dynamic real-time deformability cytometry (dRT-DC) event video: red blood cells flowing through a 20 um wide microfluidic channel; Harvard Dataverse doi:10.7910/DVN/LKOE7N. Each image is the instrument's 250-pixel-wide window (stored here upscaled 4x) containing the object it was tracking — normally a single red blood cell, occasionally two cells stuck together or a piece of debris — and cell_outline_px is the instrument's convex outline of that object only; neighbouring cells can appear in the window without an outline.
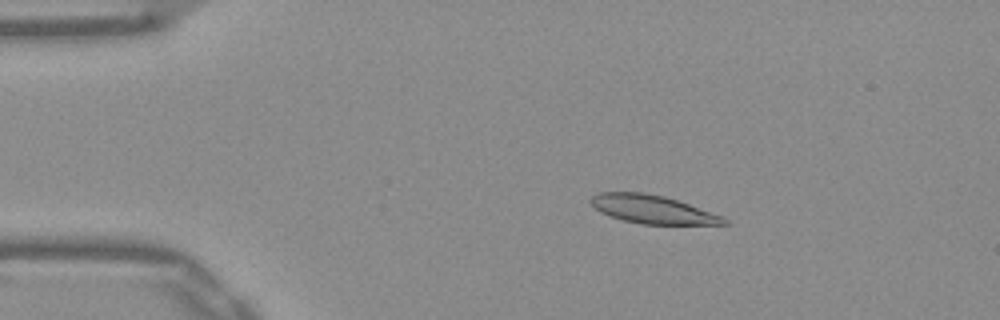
{"species": "Egyptian fruit bat (a non-hibernating species)", "species_latin": "Rousettus aegyptiacus", "temperature_condition": "warm", "stored_images_in_passage": 51, "camera_frame_rate_fps": 3000, "um_per_image_px": 0.085, "frame": {"image": 1, "passage_image": 8, "time_ms": 2.333, "image_size_px": [1000, 320], "cell_outline_px": [[732, 224], [640, 224], [608, 216], [600, 212], [588, 200], [592, 196], [600, 192], [644, 192], [664, 196], [724, 216]], "centroid_in_image_um": [55.46, 17.79], "position_along_channel_um": 29.5, "area_um2": 21.96}}
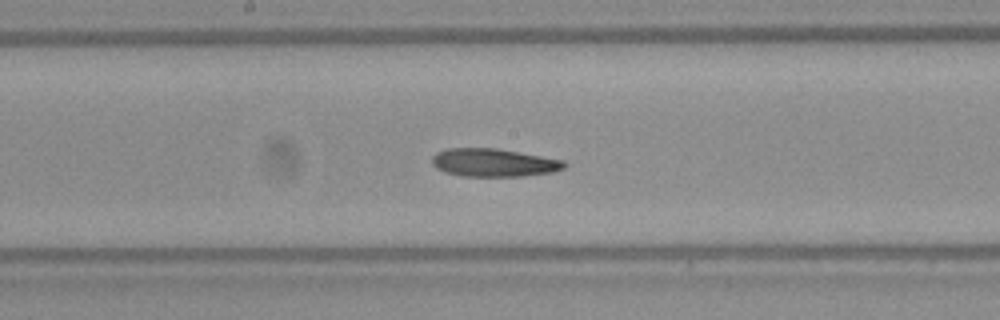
{"frame": {"image": 2, "passage_image": 26, "time_ms": 8.333, "image_size_px": [1000, 320], "cell_outline_px": [[568, 164], [564, 168], [552, 172], [524, 176], [464, 176], [444, 172], [436, 168], [432, 164], [432, 156], [436, 152], [448, 148], [496, 148], [520, 152], [564, 160]], "centroid_in_image_um": [41.96, 13.82], "position_along_channel_um": 206.2, "area_um2": 21.73}}
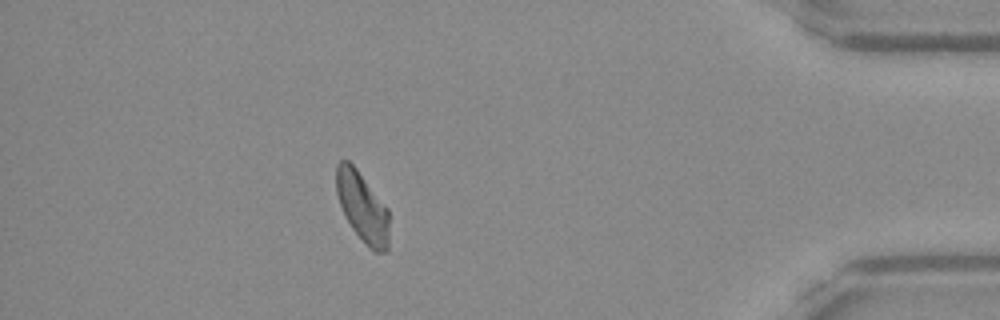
{"frame": {"image": 3, "passage_image": 45, "time_ms": 14.667, "image_size_px": [1000, 320], "cell_outline_px": [[388, 252], [376, 252], [352, 228], [344, 216], [336, 192], [336, 164], [340, 160], [348, 160], [356, 168], [388, 208]], "centroid_in_image_um": [30.79, 17.56], "position_along_channel_um": 404.4, "area_um2": 21.21}, "authors_computed_cell_mechanics": {"area_um2": 21.9062, "velocity_mm_per_s": 3.8664, "shape_relaxation_time_tau1_ms": null, "shape_relaxation_time_tau2_ms": 1.9726, "deformation_change_tau1": null, "deformation_change_tau2": 0.1003}}